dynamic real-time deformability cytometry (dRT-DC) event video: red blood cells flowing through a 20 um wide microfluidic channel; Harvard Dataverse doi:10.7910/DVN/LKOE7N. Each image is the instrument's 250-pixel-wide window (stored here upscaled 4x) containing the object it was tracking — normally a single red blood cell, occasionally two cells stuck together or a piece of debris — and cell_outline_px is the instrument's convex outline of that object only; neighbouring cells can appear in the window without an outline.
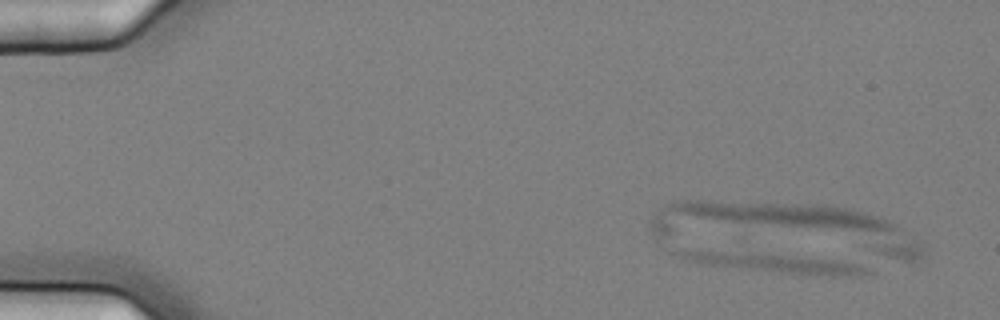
{"species": "common noctule bat (a hibernating species)", "species_latin": "Nyctalus noctula", "temperature_condition": "cold", "stored_images_in_passage": 6, "camera_frame_rate_fps": 3000, "um_per_image_px": 0.085, "animal": {"sex": "female", "body_mass_g": 25.1}, "frame": {"image": 1, "passage_image": 1, "time_ms": 0.0, "image_size_px": [1000, 320], "cell_outline_px": [[872, 272], [860, 276], [812, 276], [700, 264], [684, 260], [676, 256], [676, 252], [736, 240], [740, 240], [860, 264], [868, 268]], "centroid_in_image_um": [65.48, 22.09], "position_along_channel_um": 19.5, "area_um2": 27.92}}